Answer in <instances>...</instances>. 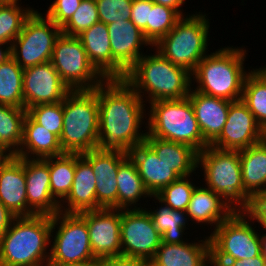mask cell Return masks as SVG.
I'll list each match as a JSON object with an SVG mask.
<instances>
[{
    "mask_svg": "<svg viewBox=\"0 0 266 266\" xmlns=\"http://www.w3.org/2000/svg\"><path fill=\"white\" fill-rule=\"evenodd\" d=\"M251 222L245 212H234L210 233L212 266H224L231 260L261 254L259 234Z\"/></svg>",
    "mask_w": 266,
    "mask_h": 266,
    "instance_id": "9c48e42d",
    "label": "cell"
},
{
    "mask_svg": "<svg viewBox=\"0 0 266 266\" xmlns=\"http://www.w3.org/2000/svg\"><path fill=\"white\" fill-rule=\"evenodd\" d=\"M98 22L96 1L82 0L72 17L61 27V32L67 36H78Z\"/></svg>",
    "mask_w": 266,
    "mask_h": 266,
    "instance_id": "74e56055",
    "label": "cell"
},
{
    "mask_svg": "<svg viewBox=\"0 0 266 266\" xmlns=\"http://www.w3.org/2000/svg\"><path fill=\"white\" fill-rule=\"evenodd\" d=\"M265 138L266 132L254 115L242 100H238L230 104L223 130L211 146L222 150H242Z\"/></svg>",
    "mask_w": 266,
    "mask_h": 266,
    "instance_id": "9a60e30c",
    "label": "cell"
},
{
    "mask_svg": "<svg viewBox=\"0 0 266 266\" xmlns=\"http://www.w3.org/2000/svg\"><path fill=\"white\" fill-rule=\"evenodd\" d=\"M76 153L49 157L50 191L61 203L69 194L74 180Z\"/></svg>",
    "mask_w": 266,
    "mask_h": 266,
    "instance_id": "836d02e7",
    "label": "cell"
},
{
    "mask_svg": "<svg viewBox=\"0 0 266 266\" xmlns=\"http://www.w3.org/2000/svg\"><path fill=\"white\" fill-rule=\"evenodd\" d=\"M46 266H100L99 259H92L80 263L59 264V263H47Z\"/></svg>",
    "mask_w": 266,
    "mask_h": 266,
    "instance_id": "681fc988",
    "label": "cell"
},
{
    "mask_svg": "<svg viewBox=\"0 0 266 266\" xmlns=\"http://www.w3.org/2000/svg\"><path fill=\"white\" fill-rule=\"evenodd\" d=\"M239 154L244 190L251 197L266 193V138Z\"/></svg>",
    "mask_w": 266,
    "mask_h": 266,
    "instance_id": "f1b7e54d",
    "label": "cell"
},
{
    "mask_svg": "<svg viewBox=\"0 0 266 266\" xmlns=\"http://www.w3.org/2000/svg\"><path fill=\"white\" fill-rule=\"evenodd\" d=\"M78 214L86 221L92 253L96 259L121 256V209L101 208Z\"/></svg>",
    "mask_w": 266,
    "mask_h": 266,
    "instance_id": "e0dca14e",
    "label": "cell"
},
{
    "mask_svg": "<svg viewBox=\"0 0 266 266\" xmlns=\"http://www.w3.org/2000/svg\"><path fill=\"white\" fill-rule=\"evenodd\" d=\"M51 237L48 263L70 264L96 259L86 221L78 213L58 212L52 215Z\"/></svg>",
    "mask_w": 266,
    "mask_h": 266,
    "instance_id": "7c38bea8",
    "label": "cell"
},
{
    "mask_svg": "<svg viewBox=\"0 0 266 266\" xmlns=\"http://www.w3.org/2000/svg\"><path fill=\"white\" fill-rule=\"evenodd\" d=\"M146 137H156L166 141L183 143L198 152L209 146L195 117L188 97L182 99L158 100L149 103Z\"/></svg>",
    "mask_w": 266,
    "mask_h": 266,
    "instance_id": "8992f818",
    "label": "cell"
},
{
    "mask_svg": "<svg viewBox=\"0 0 266 266\" xmlns=\"http://www.w3.org/2000/svg\"><path fill=\"white\" fill-rule=\"evenodd\" d=\"M155 4L163 5L169 8L174 9L181 17L186 16L181 9L182 4H185V0H151Z\"/></svg>",
    "mask_w": 266,
    "mask_h": 266,
    "instance_id": "c3c4849f",
    "label": "cell"
},
{
    "mask_svg": "<svg viewBox=\"0 0 266 266\" xmlns=\"http://www.w3.org/2000/svg\"><path fill=\"white\" fill-rule=\"evenodd\" d=\"M77 37L90 63L105 79H112V50L107 24L98 22Z\"/></svg>",
    "mask_w": 266,
    "mask_h": 266,
    "instance_id": "83f0119b",
    "label": "cell"
},
{
    "mask_svg": "<svg viewBox=\"0 0 266 266\" xmlns=\"http://www.w3.org/2000/svg\"><path fill=\"white\" fill-rule=\"evenodd\" d=\"M197 242L161 245L150 260V266H211L209 236ZM201 242V243H200Z\"/></svg>",
    "mask_w": 266,
    "mask_h": 266,
    "instance_id": "7402d4cb",
    "label": "cell"
},
{
    "mask_svg": "<svg viewBox=\"0 0 266 266\" xmlns=\"http://www.w3.org/2000/svg\"><path fill=\"white\" fill-rule=\"evenodd\" d=\"M147 209L121 210V256L150 261L161 245V234Z\"/></svg>",
    "mask_w": 266,
    "mask_h": 266,
    "instance_id": "4fadbf2b",
    "label": "cell"
},
{
    "mask_svg": "<svg viewBox=\"0 0 266 266\" xmlns=\"http://www.w3.org/2000/svg\"><path fill=\"white\" fill-rule=\"evenodd\" d=\"M244 48L225 46L208 53L191 74L192 82L197 83L193 89L232 102L241 100L245 78L251 72L244 68Z\"/></svg>",
    "mask_w": 266,
    "mask_h": 266,
    "instance_id": "277c9868",
    "label": "cell"
},
{
    "mask_svg": "<svg viewBox=\"0 0 266 266\" xmlns=\"http://www.w3.org/2000/svg\"><path fill=\"white\" fill-rule=\"evenodd\" d=\"M144 142L180 177H192V173L196 174L199 152L193 147L156 137H146Z\"/></svg>",
    "mask_w": 266,
    "mask_h": 266,
    "instance_id": "4316f807",
    "label": "cell"
},
{
    "mask_svg": "<svg viewBox=\"0 0 266 266\" xmlns=\"http://www.w3.org/2000/svg\"><path fill=\"white\" fill-rule=\"evenodd\" d=\"M188 218L200 225L210 224L213 231L234 212L221 196L208 187L196 186L186 209Z\"/></svg>",
    "mask_w": 266,
    "mask_h": 266,
    "instance_id": "d4e9b609",
    "label": "cell"
},
{
    "mask_svg": "<svg viewBox=\"0 0 266 266\" xmlns=\"http://www.w3.org/2000/svg\"><path fill=\"white\" fill-rule=\"evenodd\" d=\"M20 3L0 4V42L12 45L25 21L35 10ZM23 7V8H22Z\"/></svg>",
    "mask_w": 266,
    "mask_h": 266,
    "instance_id": "d590c367",
    "label": "cell"
},
{
    "mask_svg": "<svg viewBox=\"0 0 266 266\" xmlns=\"http://www.w3.org/2000/svg\"><path fill=\"white\" fill-rule=\"evenodd\" d=\"M61 27L46 15L34 10L11 45L12 58L24 70L49 62Z\"/></svg>",
    "mask_w": 266,
    "mask_h": 266,
    "instance_id": "30bf717a",
    "label": "cell"
},
{
    "mask_svg": "<svg viewBox=\"0 0 266 266\" xmlns=\"http://www.w3.org/2000/svg\"><path fill=\"white\" fill-rule=\"evenodd\" d=\"M123 79L143 101V98H147L145 100L148 103L188 97L194 85L190 72L174 65L158 51L153 55L144 53Z\"/></svg>",
    "mask_w": 266,
    "mask_h": 266,
    "instance_id": "3957f363",
    "label": "cell"
},
{
    "mask_svg": "<svg viewBox=\"0 0 266 266\" xmlns=\"http://www.w3.org/2000/svg\"><path fill=\"white\" fill-rule=\"evenodd\" d=\"M21 0H0V4H12V3H19Z\"/></svg>",
    "mask_w": 266,
    "mask_h": 266,
    "instance_id": "db71d44e",
    "label": "cell"
},
{
    "mask_svg": "<svg viewBox=\"0 0 266 266\" xmlns=\"http://www.w3.org/2000/svg\"><path fill=\"white\" fill-rule=\"evenodd\" d=\"M118 209H143L135 205L141 198H152L138 173L136 164L128 155L118 166ZM144 197V198H143ZM130 206V207H129ZM134 207V208H133Z\"/></svg>",
    "mask_w": 266,
    "mask_h": 266,
    "instance_id": "f546056e",
    "label": "cell"
},
{
    "mask_svg": "<svg viewBox=\"0 0 266 266\" xmlns=\"http://www.w3.org/2000/svg\"><path fill=\"white\" fill-rule=\"evenodd\" d=\"M64 154L59 138L36 123L28 114L23 121L22 142L15 157L44 159Z\"/></svg>",
    "mask_w": 266,
    "mask_h": 266,
    "instance_id": "484cf974",
    "label": "cell"
},
{
    "mask_svg": "<svg viewBox=\"0 0 266 266\" xmlns=\"http://www.w3.org/2000/svg\"><path fill=\"white\" fill-rule=\"evenodd\" d=\"M199 167L204 172L206 187L220 195L233 212L248 210L251 196L244 190L239 150L209 145L198 154Z\"/></svg>",
    "mask_w": 266,
    "mask_h": 266,
    "instance_id": "52a82bcc",
    "label": "cell"
},
{
    "mask_svg": "<svg viewBox=\"0 0 266 266\" xmlns=\"http://www.w3.org/2000/svg\"><path fill=\"white\" fill-rule=\"evenodd\" d=\"M224 266H266V258L260 254L254 258L235 259L228 261Z\"/></svg>",
    "mask_w": 266,
    "mask_h": 266,
    "instance_id": "bcb514c9",
    "label": "cell"
},
{
    "mask_svg": "<svg viewBox=\"0 0 266 266\" xmlns=\"http://www.w3.org/2000/svg\"><path fill=\"white\" fill-rule=\"evenodd\" d=\"M100 266H150V261L142 258L114 256L100 260Z\"/></svg>",
    "mask_w": 266,
    "mask_h": 266,
    "instance_id": "f6af8a7d",
    "label": "cell"
},
{
    "mask_svg": "<svg viewBox=\"0 0 266 266\" xmlns=\"http://www.w3.org/2000/svg\"><path fill=\"white\" fill-rule=\"evenodd\" d=\"M90 210H96V177L91 164L76 153L74 180L69 194L60 203V212L80 213Z\"/></svg>",
    "mask_w": 266,
    "mask_h": 266,
    "instance_id": "cb8c5ba5",
    "label": "cell"
},
{
    "mask_svg": "<svg viewBox=\"0 0 266 266\" xmlns=\"http://www.w3.org/2000/svg\"><path fill=\"white\" fill-rule=\"evenodd\" d=\"M203 13L182 16L174 28L153 45V51H158L174 65L185 68L192 74L207 55L210 40V20Z\"/></svg>",
    "mask_w": 266,
    "mask_h": 266,
    "instance_id": "ba28073f",
    "label": "cell"
},
{
    "mask_svg": "<svg viewBox=\"0 0 266 266\" xmlns=\"http://www.w3.org/2000/svg\"><path fill=\"white\" fill-rule=\"evenodd\" d=\"M50 62L71 91L93 90L105 80L90 63L77 36L61 33L55 41Z\"/></svg>",
    "mask_w": 266,
    "mask_h": 266,
    "instance_id": "8fae6325",
    "label": "cell"
},
{
    "mask_svg": "<svg viewBox=\"0 0 266 266\" xmlns=\"http://www.w3.org/2000/svg\"><path fill=\"white\" fill-rule=\"evenodd\" d=\"M252 70L245 78L241 100L266 132V66Z\"/></svg>",
    "mask_w": 266,
    "mask_h": 266,
    "instance_id": "1f68e13d",
    "label": "cell"
},
{
    "mask_svg": "<svg viewBox=\"0 0 266 266\" xmlns=\"http://www.w3.org/2000/svg\"><path fill=\"white\" fill-rule=\"evenodd\" d=\"M97 99L99 148L129 152L144 143L147 132L141 127L147 117L146 101L124 79H105L97 86Z\"/></svg>",
    "mask_w": 266,
    "mask_h": 266,
    "instance_id": "6da1fadb",
    "label": "cell"
},
{
    "mask_svg": "<svg viewBox=\"0 0 266 266\" xmlns=\"http://www.w3.org/2000/svg\"><path fill=\"white\" fill-rule=\"evenodd\" d=\"M190 180L193 181L190 176L180 177L165 186L156 196L171 209L186 211L196 187Z\"/></svg>",
    "mask_w": 266,
    "mask_h": 266,
    "instance_id": "8d00e7d4",
    "label": "cell"
},
{
    "mask_svg": "<svg viewBox=\"0 0 266 266\" xmlns=\"http://www.w3.org/2000/svg\"><path fill=\"white\" fill-rule=\"evenodd\" d=\"M112 50V79H123L126 72L144 55L141 49L150 46L143 32L131 21L107 24Z\"/></svg>",
    "mask_w": 266,
    "mask_h": 266,
    "instance_id": "5bb4252c",
    "label": "cell"
},
{
    "mask_svg": "<svg viewBox=\"0 0 266 266\" xmlns=\"http://www.w3.org/2000/svg\"><path fill=\"white\" fill-rule=\"evenodd\" d=\"M0 103L24 107L23 69L12 57L0 65Z\"/></svg>",
    "mask_w": 266,
    "mask_h": 266,
    "instance_id": "e575fe53",
    "label": "cell"
},
{
    "mask_svg": "<svg viewBox=\"0 0 266 266\" xmlns=\"http://www.w3.org/2000/svg\"><path fill=\"white\" fill-rule=\"evenodd\" d=\"M27 205L36 214L55 215L60 212V203L50 191L49 157L44 159L24 158Z\"/></svg>",
    "mask_w": 266,
    "mask_h": 266,
    "instance_id": "ffe728a7",
    "label": "cell"
},
{
    "mask_svg": "<svg viewBox=\"0 0 266 266\" xmlns=\"http://www.w3.org/2000/svg\"><path fill=\"white\" fill-rule=\"evenodd\" d=\"M245 213L252 219L253 225L254 222H258L262 230H266V193L253 195Z\"/></svg>",
    "mask_w": 266,
    "mask_h": 266,
    "instance_id": "ee69618b",
    "label": "cell"
},
{
    "mask_svg": "<svg viewBox=\"0 0 266 266\" xmlns=\"http://www.w3.org/2000/svg\"><path fill=\"white\" fill-rule=\"evenodd\" d=\"M11 54V45L0 42V65L12 57Z\"/></svg>",
    "mask_w": 266,
    "mask_h": 266,
    "instance_id": "f907efd6",
    "label": "cell"
},
{
    "mask_svg": "<svg viewBox=\"0 0 266 266\" xmlns=\"http://www.w3.org/2000/svg\"><path fill=\"white\" fill-rule=\"evenodd\" d=\"M0 202L14 217L36 214L27 205L24 158L11 155L0 165Z\"/></svg>",
    "mask_w": 266,
    "mask_h": 266,
    "instance_id": "d6986e66",
    "label": "cell"
},
{
    "mask_svg": "<svg viewBox=\"0 0 266 266\" xmlns=\"http://www.w3.org/2000/svg\"><path fill=\"white\" fill-rule=\"evenodd\" d=\"M188 98L204 141L211 145L220 135L227 120L232 101L212 97L190 89Z\"/></svg>",
    "mask_w": 266,
    "mask_h": 266,
    "instance_id": "44dd1931",
    "label": "cell"
},
{
    "mask_svg": "<svg viewBox=\"0 0 266 266\" xmlns=\"http://www.w3.org/2000/svg\"><path fill=\"white\" fill-rule=\"evenodd\" d=\"M154 3L151 0H132L130 20L143 32L149 41V16Z\"/></svg>",
    "mask_w": 266,
    "mask_h": 266,
    "instance_id": "7bdbcfd3",
    "label": "cell"
},
{
    "mask_svg": "<svg viewBox=\"0 0 266 266\" xmlns=\"http://www.w3.org/2000/svg\"><path fill=\"white\" fill-rule=\"evenodd\" d=\"M261 254L266 258V233L259 235Z\"/></svg>",
    "mask_w": 266,
    "mask_h": 266,
    "instance_id": "816d5d0a",
    "label": "cell"
},
{
    "mask_svg": "<svg viewBox=\"0 0 266 266\" xmlns=\"http://www.w3.org/2000/svg\"><path fill=\"white\" fill-rule=\"evenodd\" d=\"M181 16L172 8L153 4L149 16V42L155 45L162 37H164Z\"/></svg>",
    "mask_w": 266,
    "mask_h": 266,
    "instance_id": "f35d334b",
    "label": "cell"
},
{
    "mask_svg": "<svg viewBox=\"0 0 266 266\" xmlns=\"http://www.w3.org/2000/svg\"><path fill=\"white\" fill-rule=\"evenodd\" d=\"M81 155L91 164L96 177V210L118 209V166L128 152L96 148Z\"/></svg>",
    "mask_w": 266,
    "mask_h": 266,
    "instance_id": "2e32d148",
    "label": "cell"
},
{
    "mask_svg": "<svg viewBox=\"0 0 266 266\" xmlns=\"http://www.w3.org/2000/svg\"><path fill=\"white\" fill-rule=\"evenodd\" d=\"M82 0H55L48 7L46 16L62 27L78 9Z\"/></svg>",
    "mask_w": 266,
    "mask_h": 266,
    "instance_id": "b9f144b4",
    "label": "cell"
},
{
    "mask_svg": "<svg viewBox=\"0 0 266 266\" xmlns=\"http://www.w3.org/2000/svg\"><path fill=\"white\" fill-rule=\"evenodd\" d=\"M99 102L97 87L70 91L63 100V128L59 138L64 153L99 148Z\"/></svg>",
    "mask_w": 266,
    "mask_h": 266,
    "instance_id": "5b68a950",
    "label": "cell"
},
{
    "mask_svg": "<svg viewBox=\"0 0 266 266\" xmlns=\"http://www.w3.org/2000/svg\"><path fill=\"white\" fill-rule=\"evenodd\" d=\"M14 216L10 211L0 202V238L9 228Z\"/></svg>",
    "mask_w": 266,
    "mask_h": 266,
    "instance_id": "7dc6e473",
    "label": "cell"
},
{
    "mask_svg": "<svg viewBox=\"0 0 266 266\" xmlns=\"http://www.w3.org/2000/svg\"><path fill=\"white\" fill-rule=\"evenodd\" d=\"M51 228V215L14 217L0 238V266H46Z\"/></svg>",
    "mask_w": 266,
    "mask_h": 266,
    "instance_id": "7a4b0ae2",
    "label": "cell"
},
{
    "mask_svg": "<svg viewBox=\"0 0 266 266\" xmlns=\"http://www.w3.org/2000/svg\"><path fill=\"white\" fill-rule=\"evenodd\" d=\"M151 197L155 198L157 202L159 201V204L161 203V206L157 207L156 210L154 207V210L150 208V210L148 209L147 211L158 232L161 234L162 242L166 244L187 242V239L183 240V235H186L184 232L187 230L186 224L188 226L189 223L187 222L190 221L187 212L171 209L156 195H152Z\"/></svg>",
    "mask_w": 266,
    "mask_h": 266,
    "instance_id": "4dcf8cb0",
    "label": "cell"
},
{
    "mask_svg": "<svg viewBox=\"0 0 266 266\" xmlns=\"http://www.w3.org/2000/svg\"><path fill=\"white\" fill-rule=\"evenodd\" d=\"M128 155L136 164L143 184L151 196L157 195L165 186L180 178L145 142L130 150Z\"/></svg>",
    "mask_w": 266,
    "mask_h": 266,
    "instance_id": "603a6c76",
    "label": "cell"
},
{
    "mask_svg": "<svg viewBox=\"0 0 266 266\" xmlns=\"http://www.w3.org/2000/svg\"><path fill=\"white\" fill-rule=\"evenodd\" d=\"M98 8L99 20L110 24L116 21L130 20L132 0H95Z\"/></svg>",
    "mask_w": 266,
    "mask_h": 266,
    "instance_id": "60d3db41",
    "label": "cell"
},
{
    "mask_svg": "<svg viewBox=\"0 0 266 266\" xmlns=\"http://www.w3.org/2000/svg\"><path fill=\"white\" fill-rule=\"evenodd\" d=\"M27 110L0 103V146L10 155L19 151Z\"/></svg>",
    "mask_w": 266,
    "mask_h": 266,
    "instance_id": "d6a6232c",
    "label": "cell"
},
{
    "mask_svg": "<svg viewBox=\"0 0 266 266\" xmlns=\"http://www.w3.org/2000/svg\"><path fill=\"white\" fill-rule=\"evenodd\" d=\"M11 155L0 146V165Z\"/></svg>",
    "mask_w": 266,
    "mask_h": 266,
    "instance_id": "f5cc1de1",
    "label": "cell"
},
{
    "mask_svg": "<svg viewBox=\"0 0 266 266\" xmlns=\"http://www.w3.org/2000/svg\"><path fill=\"white\" fill-rule=\"evenodd\" d=\"M27 114L36 123L60 138L63 128V101L32 106L27 109Z\"/></svg>",
    "mask_w": 266,
    "mask_h": 266,
    "instance_id": "ab89813d",
    "label": "cell"
},
{
    "mask_svg": "<svg viewBox=\"0 0 266 266\" xmlns=\"http://www.w3.org/2000/svg\"><path fill=\"white\" fill-rule=\"evenodd\" d=\"M71 90L62 82L49 61L23 70L24 108L64 100Z\"/></svg>",
    "mask_w": 266,
    "mask_h": 266,
    "instance_id": "ac0fdd59",
    "label": "cell"
}]
</instances>
